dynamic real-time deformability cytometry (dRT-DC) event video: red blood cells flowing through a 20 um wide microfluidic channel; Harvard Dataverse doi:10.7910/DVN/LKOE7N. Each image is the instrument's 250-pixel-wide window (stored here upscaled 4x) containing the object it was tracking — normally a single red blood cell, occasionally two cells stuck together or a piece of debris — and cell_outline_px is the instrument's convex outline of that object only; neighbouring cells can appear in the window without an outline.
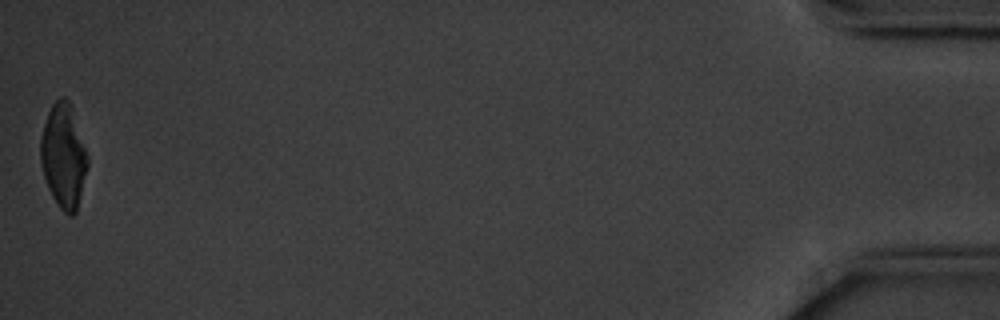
{"species": "common noctule bat (a hibernating species)", "species_latin": "Nyctalus noctula", "temperature_condition": "cold", "stored_images_in_passage": 55, "camera_frame_rate_fps": 3000, "um_per_image_px": 0.085, "animal": {"sex": "male", "body_mass_g": 20.1, "forearm_length_mm": 53.5}, "frame": {"image": 1, "passage_image": 55, "time_ms": 18.0, "image_size_px": [1000, 320], "cell_outline_px": [[88, 164], [76, 212], [72, 216], [68, 216], [60, 208], [52, 196], [48, 188], [40, 164], [40, 136], [48, 112], [52, 104], [60, 96], [64, 96], [72, 104], [88, 156]], "centroid_in_image_um": [5.39, 13.22], "position_along_channel_um": 429.8, "area_um2": 28.73}}